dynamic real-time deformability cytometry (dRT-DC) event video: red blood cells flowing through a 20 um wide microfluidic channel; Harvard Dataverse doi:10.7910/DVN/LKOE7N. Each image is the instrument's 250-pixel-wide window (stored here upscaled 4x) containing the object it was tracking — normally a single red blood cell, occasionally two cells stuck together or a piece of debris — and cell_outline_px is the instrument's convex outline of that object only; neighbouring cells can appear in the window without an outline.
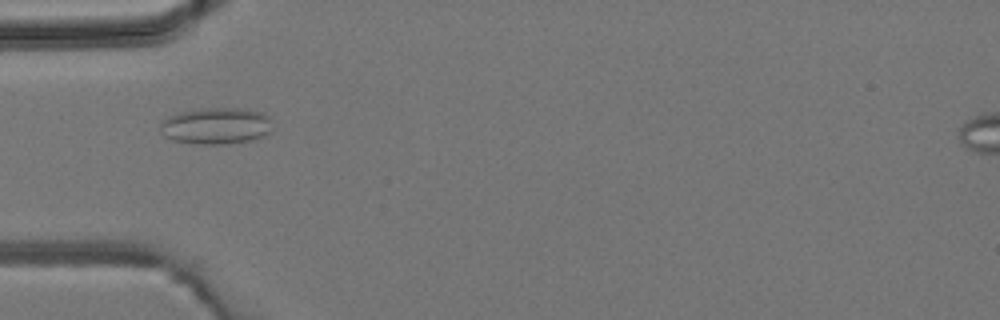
{"species": "common noctule bat (a hibernating species)", "species_latin": "Nyctalus noctula", "temperature_condition": "room temperature", "stored_images_in_passage": 5, "camera_frame_rate_fps": 3000, "um_per_image_px": 0.085, "animal": {"sex": "male", "body_mass_g": 19.2, "forearm_length_mm": 51.8}, "frame": {"image": 1, "passage_image": 5, "time_ms": 4.333, "image_size_px": [1000, 320], "cell_outline_px": [[272, 132], [264, 136], [252, 140], [224, 144], [192, 144], [172, 140], [164, 136], [160, 128], [160, 120], [176, 112], [200, 108], [240, 108], [264, 112], [268, 116]], "centroid_in_image_um": [18.33, 10.69], "position_along_channel_um": 66.7, "area_um2": 24.39}}